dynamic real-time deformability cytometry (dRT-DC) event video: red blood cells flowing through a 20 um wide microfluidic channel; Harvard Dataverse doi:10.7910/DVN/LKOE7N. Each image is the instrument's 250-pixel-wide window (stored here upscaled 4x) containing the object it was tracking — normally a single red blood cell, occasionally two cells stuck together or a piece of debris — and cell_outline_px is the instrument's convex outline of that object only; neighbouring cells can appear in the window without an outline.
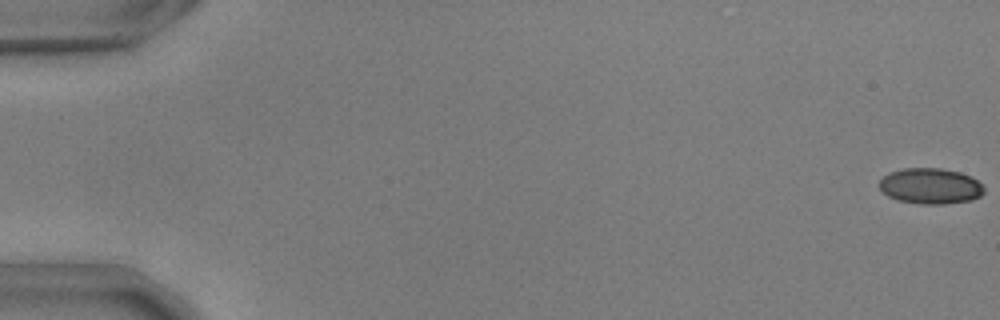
{"species": "common noctule bat (a hibernating species)", "species_latin": "Nyctalus noctula", "temperature_condition": "warm", "stored_images_in_passage": 14, "camera_frame_rate_fps": 3000, "um_per_image_px": 0.085, "animal": {"sex": "male", "body_mass_g": 17.9, "forearm_length_mm": 54.2}, "frame": {"image": 1, "passage_image": 1, "time_ms": 0.0, "image_size_px": [1000, 320], "cell_outline_px": [[984, 192], [980, 196], [972, 200], [944, 204], [920, 204], [896, 200], [888, 196], [876, 184], [888, 172], [904, 168], [940, 168], [960, 172], [972, 176], [984, 188]], "centroid_in_image_um": [79.06, 15.81], "position_along_channel_um": 5.9, "area_um2": 22.02}}